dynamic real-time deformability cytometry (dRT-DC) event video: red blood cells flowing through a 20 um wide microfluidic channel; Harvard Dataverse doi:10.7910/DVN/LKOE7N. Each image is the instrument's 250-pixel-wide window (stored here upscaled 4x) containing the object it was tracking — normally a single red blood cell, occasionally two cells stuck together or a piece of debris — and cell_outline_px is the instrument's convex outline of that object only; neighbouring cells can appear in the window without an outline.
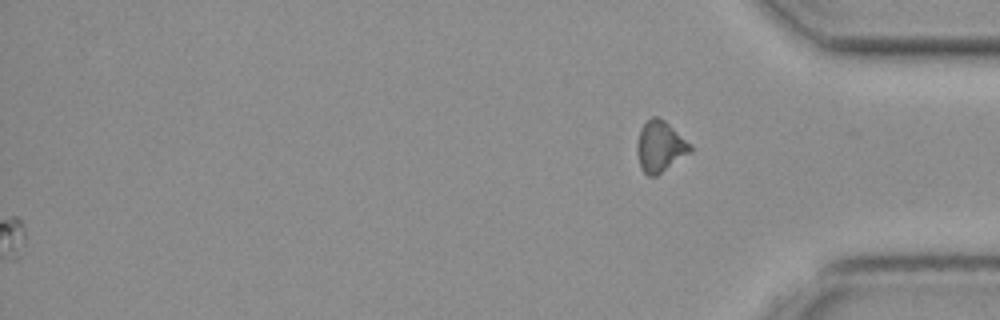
{"species": "common noctule bat (a hibernating species)", "species_latin": "Nyctalus noctula", "temperature_condition": "cold", "stored_images_in_passage": 45, "camera_frame_rate_fps": 3000, "um_per_image_px": 0.085, "animal": {"sex": "female", "body_mass_g": 19.3, "forearm_length_mm": 54.1}, "frame": {"image": 1, "passage_image": 45, "time_ms": 14.667, "image_size_px": [1000, 320], "cell_outline_px": [[692, 152], [656, 176], [648, 176], [640, 168], [636, 152], [636, 144], [640, 128], [652, 116], [656, 116], [664, 120], [692, 144]], "centroid_in_image_um": [56.1, 12.46], "position_along_channel_um": 379.1, "area_um2": 16.01}}